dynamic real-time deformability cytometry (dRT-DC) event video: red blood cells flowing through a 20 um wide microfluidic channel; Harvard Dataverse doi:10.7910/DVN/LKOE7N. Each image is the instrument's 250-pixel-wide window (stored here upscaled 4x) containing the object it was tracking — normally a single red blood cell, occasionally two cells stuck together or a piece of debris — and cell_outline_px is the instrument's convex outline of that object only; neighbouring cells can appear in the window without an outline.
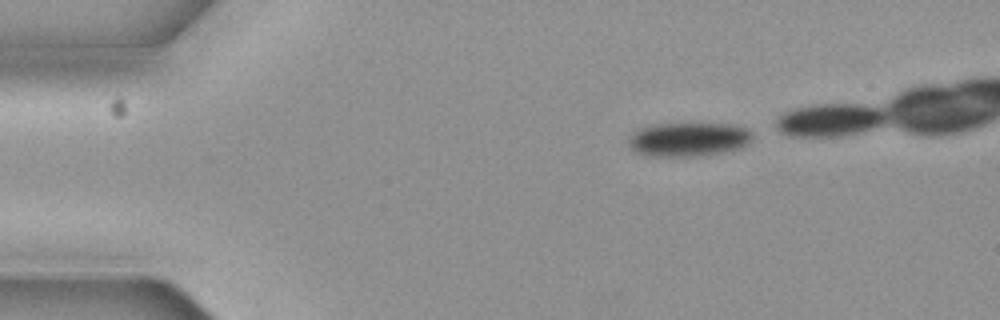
{"species": "common noctule bat (a hibernating species)", "species_latin": "Nyctalus noctula", "temperature_condition": "cold", "stored_images_in_passage": 4, "camera_frame_rate_fps": 3000, "um_per_image_px": 0.085, "animal": {"sex": "female", "body_mass_g": 19.3, "forearm_length_mm": 54.1}, "frame": {"image": 1, "passage_image": 1, "time_ms": 0.0, "image_size_px": [1000, 320], "cell_outline_px": [[752, 140], [748, 144], [740, 148], [724, 152], [704, 156], [644, 156], [628, 148], [628, 136], [632, 132], [640, 128], [656, 124], [736, 124], [752, 132]], "centroid_in_image_um": [58.49, 11.86], "position_along_channel_um": 26.5, "area_um2": 24.91}}